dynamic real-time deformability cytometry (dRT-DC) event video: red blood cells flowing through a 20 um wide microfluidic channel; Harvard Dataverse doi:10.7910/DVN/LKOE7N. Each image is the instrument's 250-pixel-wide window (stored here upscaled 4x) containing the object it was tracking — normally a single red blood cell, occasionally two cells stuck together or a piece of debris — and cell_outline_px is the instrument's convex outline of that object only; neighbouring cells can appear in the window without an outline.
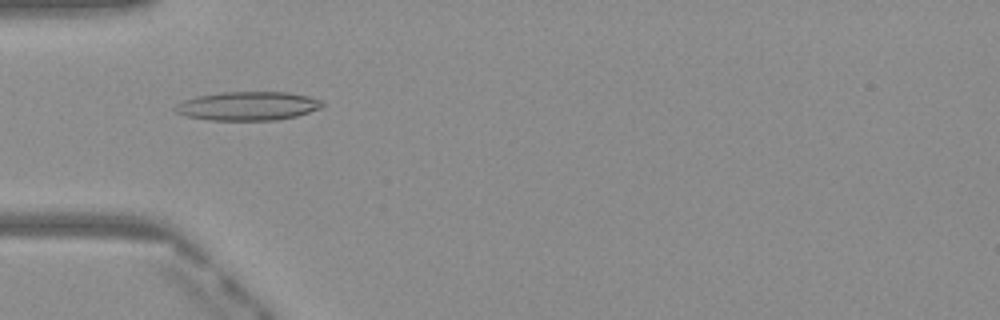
{"species": "Egyptian fruit bat (a non-hibernating species)", "species_latin": "Rousettus aegyptiacus", "temperature_condition": "warm", "stored_images_in_passage": 50, "camera_frame_rate_fps": 3000, "um_per_image_px": 0.085, "frame": {"image": 1, "passage_image": 16, "time_ms": 5.0, "image_size_px": [1000, 320], "cell_outline_px": [[324, 104], [320, 108], [296, 116], [276, 120], [208, 120], [188, 116], [176, 112], [172, 108], [176, 104], [184, 100], [196, 96], [224, 92], [288, 92], [308, 96], [320, 100]], "centroid_in_image_um": [21.04, 9.01], "position_along_channel_um": 64.0, "area_um2": 24.57}}
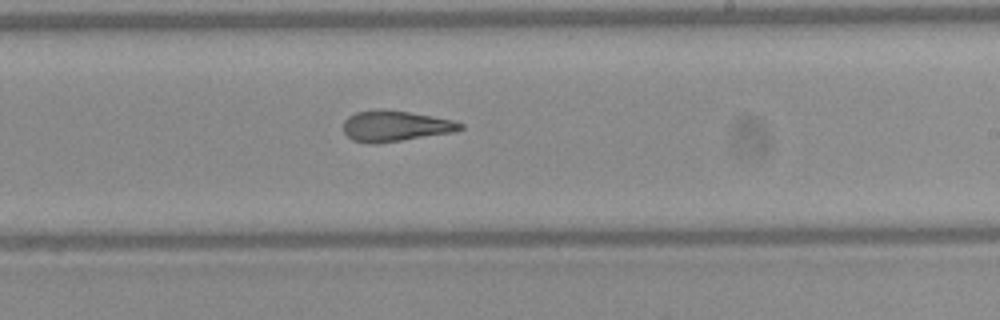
{"frame": {"image": 2, "passage_image": 30, "time_ms": 9.667, "image_size_px": [1000, 320], "cell_outline_px": [[464, 128], [456, 132], [380, 144], [368, 144], [352, 140], [344, 132], [344, 120], [348, 116], [356, 112], [380, 108], [384, 108], [432, 116], [452, 120], [464, 124]], "centroid_in_image_um": [33.6, 10.72], "position_along_channel_um": 255.4, "area_um2": 21.39}}
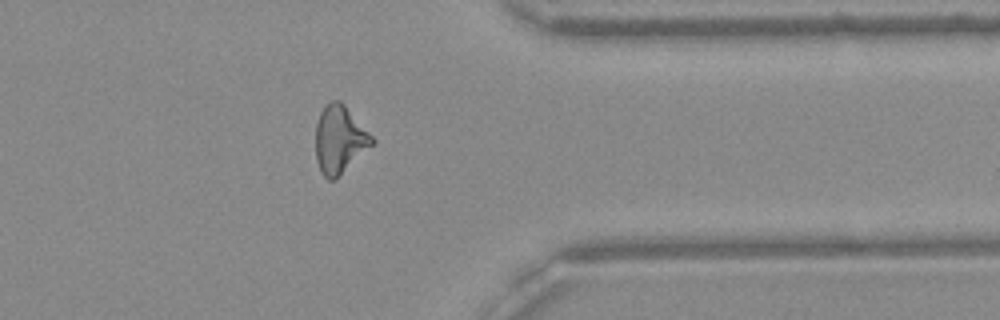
{"frame": {"image": 3, "passage_image": 40, "time_ms": 13.0, "image_size_px": [1000, 320], "cell_outline_px": [[376, 140], [336, 180], [328, 180], [320, 172], [316, 160], [316, 124], [320, 112], [324, 104], [332, 100], [340, 100], [344, 104]], "centroid_in_image_um": [28.84, 11.86], "position_along_channel_um": 382.6, "area_um2": 22.25}, "authors_computed_cell_mechanics": {"area_um2": 22.1663, "velocity_mm_per_s": 4.1192, "shape_relaxation_time_tau1_ms": null, "shape_relaxation_time_tau2_ms": 1.973, "deformation_change_tau1": null, "deformation_change_tau2": 0.1242}}